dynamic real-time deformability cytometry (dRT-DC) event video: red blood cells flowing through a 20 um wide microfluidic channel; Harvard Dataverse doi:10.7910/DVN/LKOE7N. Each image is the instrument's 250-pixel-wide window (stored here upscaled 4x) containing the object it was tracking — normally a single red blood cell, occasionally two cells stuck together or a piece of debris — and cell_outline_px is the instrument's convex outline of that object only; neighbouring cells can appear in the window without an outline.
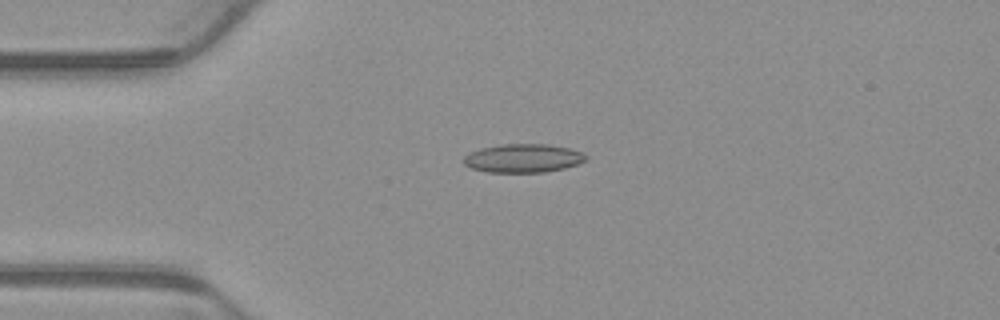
{"species": "common noctule bat (a hibernating species)", "species_latin": "Nyctalus noctula", "temperature_condition": "warm", "stored_images_in_passage": 5, "camera_frame_rate_fps": 3000, "um_per_image_px": 0.085, "animal": {"sex": "male", "body_mass_g": 23.1, "forearm_length_mm": 52.7}, "frame": {"image": 1, "passage_image": 5, "time_ms": 1.333, "image_size_px": [1000, 320], "cell_outline_px": [[588, 156], [584, 160], [576, 164], [564, 168], [544, 172], [488, 172], [472, 168], [464, 164], [464, 156], [468, 152], [480, 148], [500, 144], [548, 144], [568, 148], [584, 152]], "centroid_in_image_um": [44.45, 13.44], "position_along_channel_um": 40.6, "area_um2": 20.35}}